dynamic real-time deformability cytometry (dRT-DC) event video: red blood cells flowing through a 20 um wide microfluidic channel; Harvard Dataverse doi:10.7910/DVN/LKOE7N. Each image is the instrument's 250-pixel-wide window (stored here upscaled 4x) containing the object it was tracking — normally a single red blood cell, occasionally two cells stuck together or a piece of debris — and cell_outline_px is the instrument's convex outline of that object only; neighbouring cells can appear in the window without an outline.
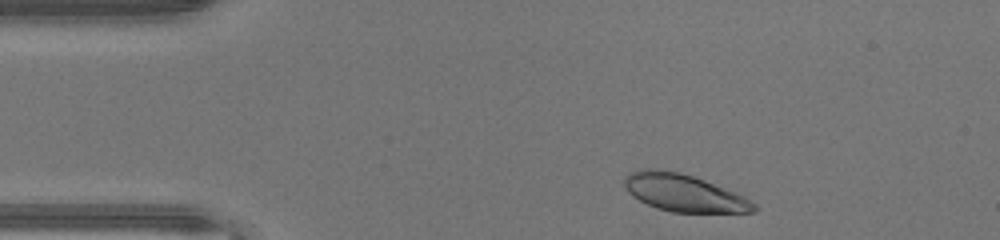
{"species": "human", "species_latin": "Homo sapiens", "temperature_condition": "warm", "stored_images_in_passage": 35, "camera_frame_rate_fps": 3000, "um_per_image_px": 0.085, "donor": {"sex": "male"}, "frame": {"image": 1, "passage_image": 2, "time_ms": 0.333, "image_size_px": [1000, 240], "cell_outline_px": [[760, 208], [756, 212], [672, 212], [656, 208], [632, 196], [624, 188], [624, 176], [628, 172], [640, 168], [652, 168], [680, 172], [704, 180], [736, 192], [744, 196], [756, 204]], "centroid_in_image_um": [58.11, 16.38], "position_along_channel_um": 26.9, "area_um2": 28.38}}
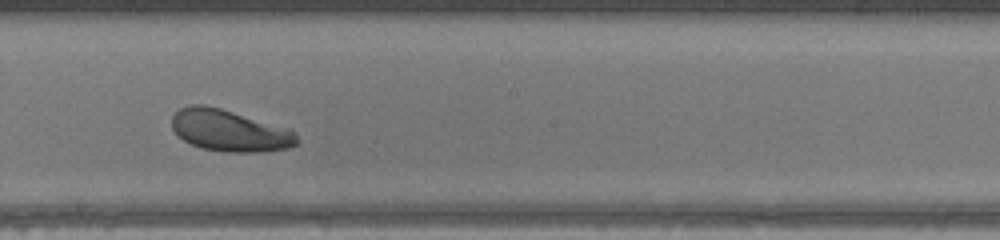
{"frame": {"image": 2, "passage_image": 20, "time_ms": 6.333, "image_size_px": [1000, 240], "cell_outline_px": [[300, 140], [296, 144], [288, 148], [260, 152], [228, 152], [200, 148], [184, 140], [172, 128], [172, 116], [180, 108], [188, 104], [204, 104], [220, 108], [292, 128], [296, 132]], "centroid_in_image_um": [19.56, 11.09], "position_along_channel_um": 228.6, "area_um2": 30.69}}
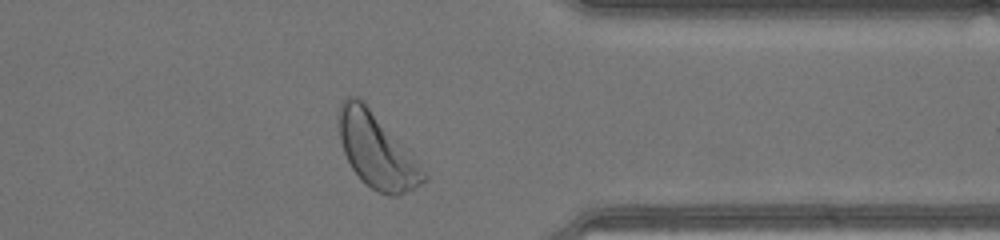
{"frame": {"image": 3, "passage_image": 31, "time_ms": 10.0, "image_size_px": [1000, 240], "cell_outline_px": [[428, 180], [416, 188], [396, 196], [388, 196], [376, 192], [360, 180], [352, 168], [344, 152], [340, 140], [336, 116], [340, 104], [348, 96], [356, 96], [368, 108], [412, 156], [428, 176]], "centroid_in_image_um": [31.97, 12.86], "position_along_channel_um": 379.4, "area_um2": 36.07}, "authors_computed_cell_mechanics": {"area_um2": 30.4028, "velocity_mm_per_s": 4.4099, "shape_relaxation_time_tau1_ms": 4.096, "shape_relaxation_time_tau2_ms": null, "deformation_change_tau1": 0.1738, "deformation_change_tau2": null}}